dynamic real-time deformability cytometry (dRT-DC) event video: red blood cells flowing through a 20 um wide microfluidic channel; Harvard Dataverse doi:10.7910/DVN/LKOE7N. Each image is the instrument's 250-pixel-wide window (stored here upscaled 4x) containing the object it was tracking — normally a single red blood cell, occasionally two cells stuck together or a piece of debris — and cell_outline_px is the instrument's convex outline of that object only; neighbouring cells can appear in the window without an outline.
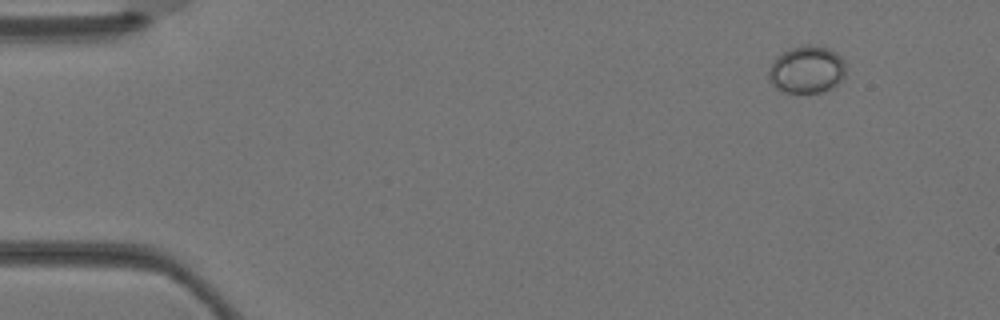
{"species": "Egyptian fruit bat (a non-hibernating species)", "species_latin": "Rousettus aegyptiacus", "temperature_condition": "warm", "stored_images_in_passage": 4, "camera_frame_rate_fps": 3000, "um_per_image_px": 0.085, "animal": {"sex": "female"}, "frame": {"image": 1, "passage_image": 1, "time_ms": 0.0, "image_size_px": [1000, 320], "cell_outline_px": [[844, 76], [832, 88], [820, 92], [784, 92], [776, 88], [768, 80], [768, 72], [776, 56], [792, 48], [808, 44], [812, 44], [828, 48], [840, 56], [844, 60]], "centroid_in_image_um": [68.56, 5.91], "position_along_channel_um": 16.4, "area_um2": 21.1}}